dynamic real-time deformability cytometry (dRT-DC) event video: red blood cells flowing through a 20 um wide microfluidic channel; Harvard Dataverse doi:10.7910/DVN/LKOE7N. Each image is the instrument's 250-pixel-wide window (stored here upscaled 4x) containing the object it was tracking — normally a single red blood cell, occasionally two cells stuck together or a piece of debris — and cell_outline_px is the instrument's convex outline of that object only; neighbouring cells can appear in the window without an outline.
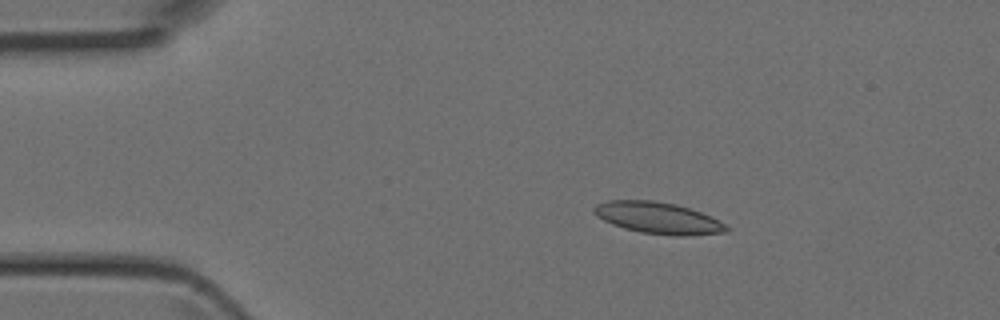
{"species": "Egyptian fruit bat (a non-hibernating species)", "species_latin": "Rousettus aegyptiacus", "temperature_condition": "room temperature", "stored_images_in_passage": 4, "camera_frame_rate_fps": 3000, "um_per_image_px": 0.085, "animal": {"sex": "female"}, "frame": {"image": 1, "passage_image": 2, "time_ms": 0.333, "image_size_px": [1000, 320], "cell_outline_px": [[732, 228], [728, 232], [684, 236], [676, 236], [640, 232], [624, 228], [612, 224], [596, 216], [592, 212], [592, 208], [596, 204], [608, 200], [652, 200], [676, 204], [700, 212]], "centroid_in_image_um": [55.9, 18.53], "position_along_channel_um": 29.1, "area_um2": 24.33}}
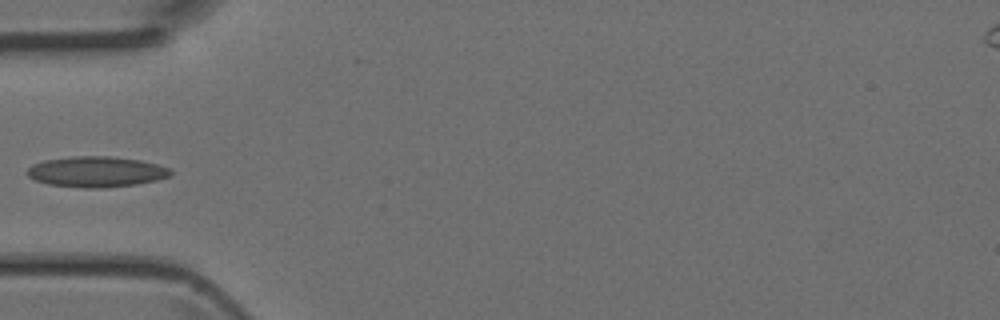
{"frame": {"image": 2, "passage_image": 4, "time_ms": 1.0, "image_size_px": [1000, 320], "cell_outline_px": [[172, 176], [156, 180], [136, 184], [100, 188], [84, 188], [48, 184], [36, 180], [28, 176], [28, 168], [32, 164], [44, 160], [72, 156], [112, 156], [140, 160], [156, 164], [168, 168], [172, 172]], "centroid_in_image_um": [8.19, 14.59], "position_along_channel_um": 76.8, "area_um2": 25.55}}